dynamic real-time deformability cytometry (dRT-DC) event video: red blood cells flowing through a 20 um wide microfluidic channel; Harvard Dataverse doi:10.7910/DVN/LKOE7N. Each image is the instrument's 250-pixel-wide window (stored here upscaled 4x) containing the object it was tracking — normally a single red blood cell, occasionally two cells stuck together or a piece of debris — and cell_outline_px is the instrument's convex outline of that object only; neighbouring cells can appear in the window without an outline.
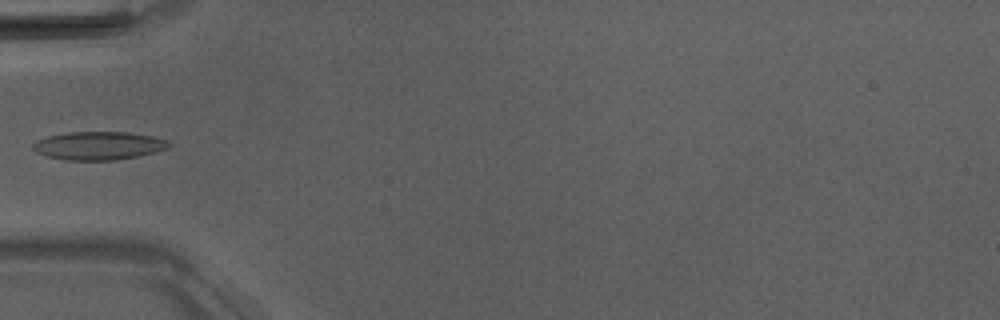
{"species": "Egyptian fruit bat (a non-hibernating species)", "species_latin": "Rousettus aegyptiacus", "temperature_condition": "room temperature", "stored_images_in_passage": 2, "camera_frame_rate_fps": 3000, "um_per_image_px": 0.085, "animal": {"sex": "male"}, "frame": {"image": 1, "passage_image": 2, "time_ms": 1.0, "image_size_px": [1000, 320], "cell_outline_px": [[172, 144], [168, 148], [156, 152], [116, 160], [68, 160], [44, 156], [36, 152], [32, 148], [32, 144], [36, 140], [48, 136], [68, 132], [128, 132], [152, 136], [168, 140]], "centroid_in_image_um": [8.37, 12.38], "position_along_channel_um": 76.6, "area_um2": 22.48}}